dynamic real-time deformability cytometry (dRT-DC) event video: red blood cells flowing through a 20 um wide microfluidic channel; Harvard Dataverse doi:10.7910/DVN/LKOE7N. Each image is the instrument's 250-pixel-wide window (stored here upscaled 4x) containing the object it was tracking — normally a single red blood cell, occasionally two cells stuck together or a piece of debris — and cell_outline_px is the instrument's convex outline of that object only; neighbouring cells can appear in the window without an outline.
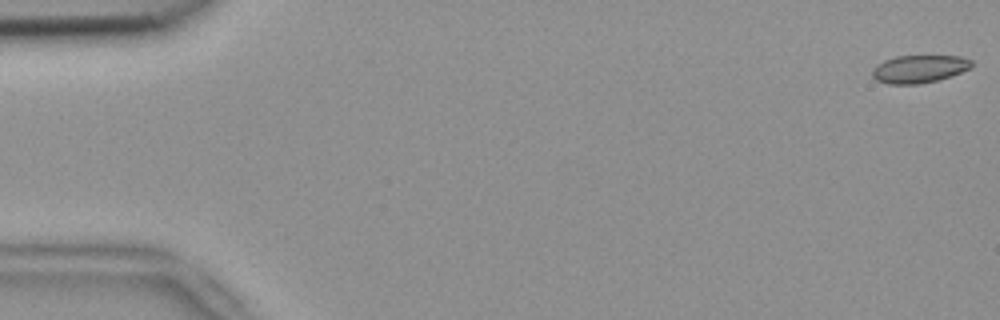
{"species": "common noctule bat (a hibernating species)", "species_latin": "Nyctalus noctula", "temperature_condition": "room temperature", "stored_images_in_passage": 11, "camera_frame_rate_fps": 3000, "um_per_image_px": 0.085, "animal": {"sex": "female", "body_mass_g": 18.4}, "frame": {"image": 1, "passage_image": 1, "time_ms": 0.0, "image_size_px": [1000, 320], "cell_outline_px": [[972, 68], [936, 80], [920, 84], [888, 84], [876, 80], [872, 76], [872, 68], [876, 64], [884, 60], [896, 56], [960, 56], [972, 60]], "centroid_in_image_um": [78.09, 5.85], "position_along_channel_um": 6.9, "area_um2": 16.07}}